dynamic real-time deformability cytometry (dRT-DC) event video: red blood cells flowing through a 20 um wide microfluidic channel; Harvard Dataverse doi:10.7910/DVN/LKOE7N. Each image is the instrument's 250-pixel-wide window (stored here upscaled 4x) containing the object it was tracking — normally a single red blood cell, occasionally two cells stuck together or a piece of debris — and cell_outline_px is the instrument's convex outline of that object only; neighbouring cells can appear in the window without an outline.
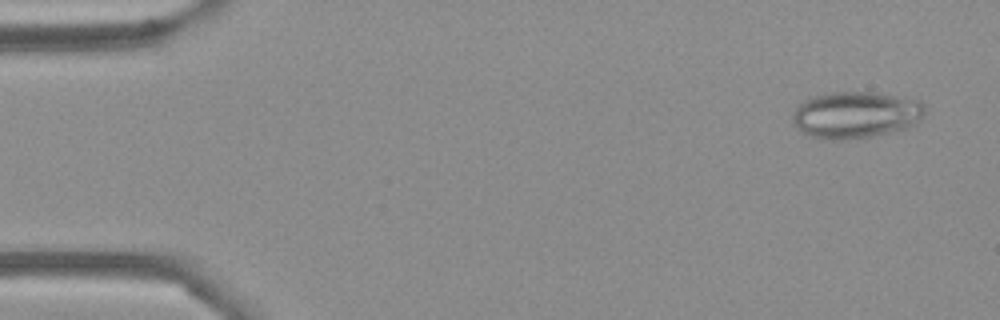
{"species": "Egyptian fruit bat (a non-hibernating species)", "species_latin": "Rousettus aegyptiacus", "temperature_condition": "cold", "stored_images_in_passage": 12, "camera_frame_rate_fps": 3000, "um_per_image_px": 0.085, "frame": {"image": 1, "passage_image": 3, "time_ms": 0.667, "image_size_px": [1000, 320], "cell_outline_px": [[924, 112], [912, 124], [904, 128], [872, 136], [844, 140], [836, 140], [808, 136], [800, 132], [792, 116], [796, 108], [804, 100], [812, 96], [828, 92], [876, 92], [920, 100], [924, 104]], "centroid_in_image_um": [72.69, 9.74], "position_along_channel_um": 12.3, "area_um2": 35.72}}